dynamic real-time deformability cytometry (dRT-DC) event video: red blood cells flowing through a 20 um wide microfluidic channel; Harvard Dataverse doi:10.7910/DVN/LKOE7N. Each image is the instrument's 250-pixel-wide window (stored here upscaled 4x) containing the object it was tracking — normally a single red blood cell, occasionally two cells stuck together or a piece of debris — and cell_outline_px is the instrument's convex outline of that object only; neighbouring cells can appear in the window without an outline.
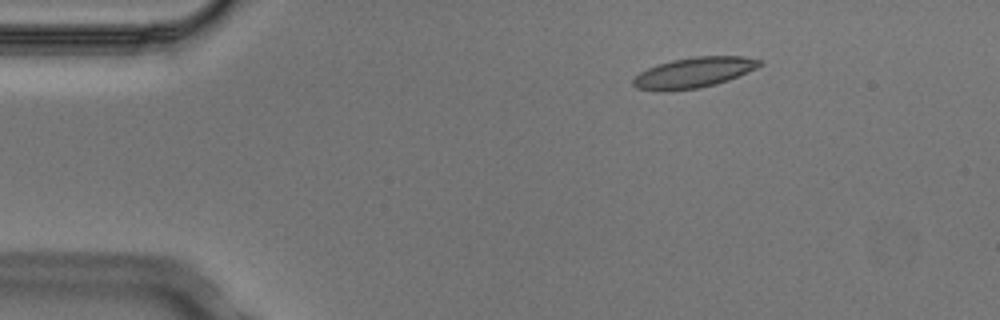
{"species": "Egyptian fruit bat (a non-hibernating species)", "species_latin": "Rousettus aegyptiacus", "temperature_condition": "cold", "stored_images_in_passage": 5, "camera_frame_rate_fps": 3000, "um_per_image_px": 0.085, "animal": {"sex": "male"}, "frame": {"image": 1, "passage_image": 3, "time_ms": 0.667, "image_size_px": [1000, 320], "cell_outline_px": [[764, 64], [756, 68], [728, 80], [716, 84], [700, 88], [668, 92], [656, 92], [636, 88], [632, 84], [632, 80], [640, 72], [648, 68], [672, 60], [696, 56], [744, 56], [764, 60]], "centroid_in_image_um": [58.97, 6.18], "position_along_channel_um": 26.0, "area_um2": 22.72}}
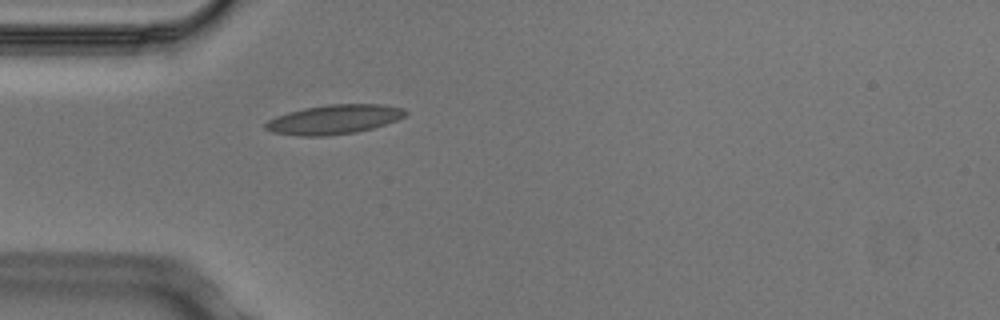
{"frame": {"image": 2, "passage_image": 5, "time_ms": 1.333, "image_size_px": [1000, 320], "cell_outline_px": [[408, 112], [404, 116], [396, 120], [372, 128], [356, 132], [324, 136], [300, 136], [272, 132], [264, 128], [264, 124], [268, 120], [276, 116], [288, 112], [304, 108], [328, 104], [384, 104], [404, 108]], "centroid_in_image_um": [28.38, 10.14], "position_along_channel_um": 56.6, "area_um2": 23.93}}